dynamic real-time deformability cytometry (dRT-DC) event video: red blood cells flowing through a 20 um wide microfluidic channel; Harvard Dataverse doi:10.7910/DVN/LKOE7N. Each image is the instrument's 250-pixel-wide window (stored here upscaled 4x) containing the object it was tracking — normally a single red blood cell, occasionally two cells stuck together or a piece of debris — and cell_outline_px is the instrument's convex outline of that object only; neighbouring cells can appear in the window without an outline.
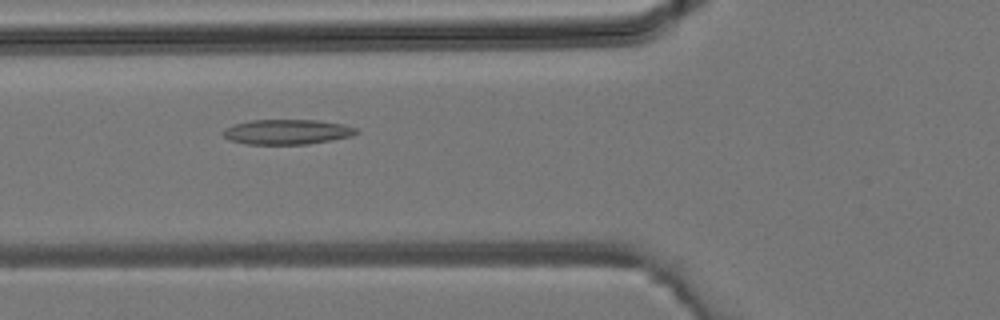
{"species": "common noctule bat (a hibernating species)", "species_latin": "Nyctalus noctula", "temperature_condition": "room temperature", "stored_images_in_passage": 38, "camera_frame_rate_fps": 3000, "um_per_image_px": 0.085, "animal": {"sex": "male", "body_mass_g": 19.2, "forearm_length_mm": 51.8}, "frame": {"image": 1, "passage_image": 14, "time_ms": 4.333, "image_size_px": [1000, 320], "cell_outline_px": [[360, 132], [352, 136], [332, 140], [308, 144], [248, 144], [232, 140], [224, 136], [220, 132], [224, 128], [232, 124], [252, 120], [320, 120], [344, 124], [356, 128]], "centroid_in_image_um": [24.42, 11.2], "position_along_channel_um": 101.4, "area_um2": 19.54}}
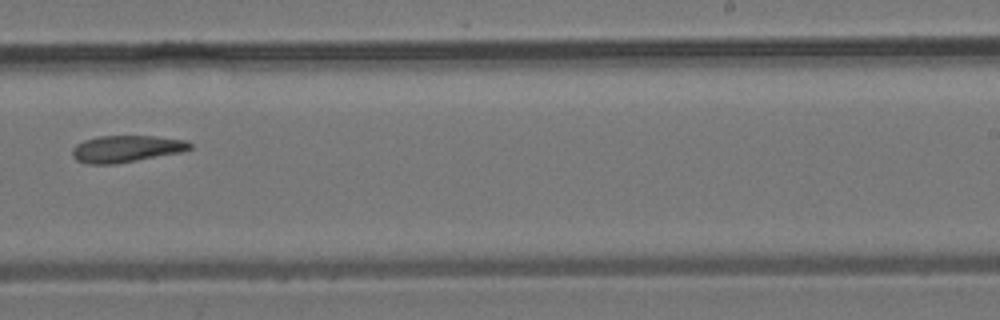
{"frame": {"image": 2, "passage_image": 24, "time_ms": 7.667, "image_size_px": [1000, 320], "cell_outline_px": [[192, 148], [184, 152], [116, 164], [88, 164], [76, 160], [72, 156], [72, 148], [76, 144], [84, 140], [100, 136], [156, 136], [188, 140], [192, 144]], "centroid_in_image_um": [10.77, 12.65], "position_along_channel_um": 278.2, "area_um2": 18.67}}
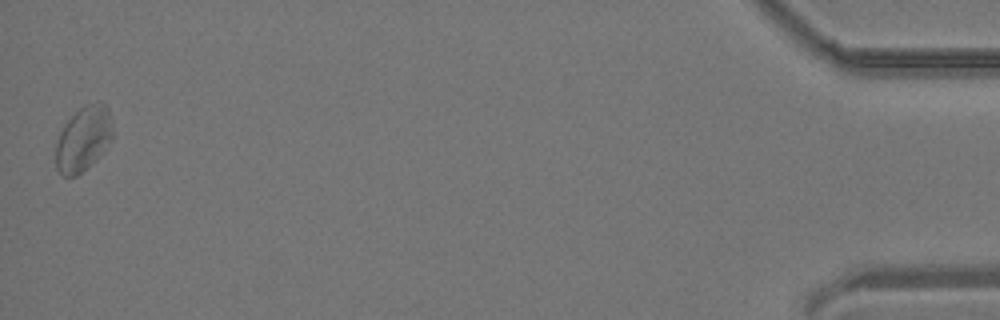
{"frame": {"image": 3, "passage_image": 38, "time_ms": 12.333, "image_size_px": [1000, 320], "cell_outline_px": [[112, 140], [76, 176], [64, 176], [56, 168], [56, 144], [60, 132], [64, 124], [84, 104], [104, 104], [108, 108], [112, 124]], "centroid_in_image_um": [7.06, 11.77], "position_along_channel_um": 428.1, "area_um2": 20.69}}